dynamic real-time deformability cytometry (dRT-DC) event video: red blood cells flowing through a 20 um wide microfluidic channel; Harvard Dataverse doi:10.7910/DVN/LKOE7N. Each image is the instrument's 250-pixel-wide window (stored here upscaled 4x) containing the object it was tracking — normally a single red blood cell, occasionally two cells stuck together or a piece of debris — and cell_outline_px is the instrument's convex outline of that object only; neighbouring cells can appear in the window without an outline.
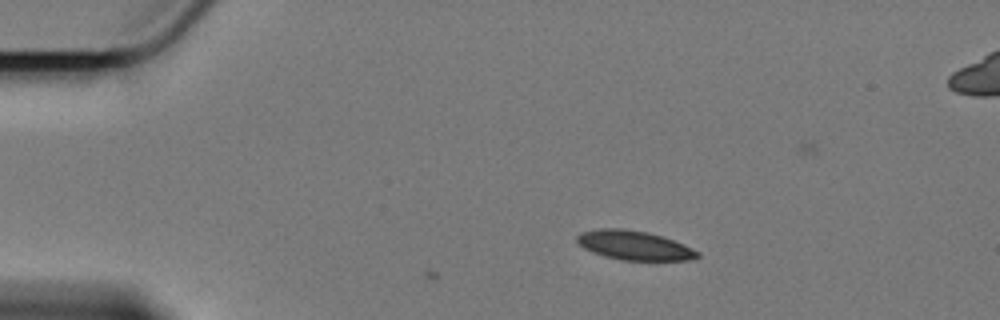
{"species": "Egyptian fruit bat (a non-hibernating species)", "species_latin": "Rousettus aegyptiacus", "temperature_condition": "cold", "stored_images_in_passage": 8, "camera_frame_rate_fps": 3000, "um_per_image_px": 0.085, "animal": {"sex": "female"}, "frame": {"image": 1, "passage_image": 1, "time_ms": 0.0, "image_size_px": [1000, 320], "cell_outline_px": [[700, 256], [688, 260], [620, 260], [604, 256], [592, 252], [584, 248], [576, 240], [576, 236], [580, 232], [600, 228], [620, 228], [648, 232], [684, 244], [700, 252]], "centroid_in_image_um": [53.89, 20.85], "position_along_channel_um": 31.1, "area_um2": 20.46}}